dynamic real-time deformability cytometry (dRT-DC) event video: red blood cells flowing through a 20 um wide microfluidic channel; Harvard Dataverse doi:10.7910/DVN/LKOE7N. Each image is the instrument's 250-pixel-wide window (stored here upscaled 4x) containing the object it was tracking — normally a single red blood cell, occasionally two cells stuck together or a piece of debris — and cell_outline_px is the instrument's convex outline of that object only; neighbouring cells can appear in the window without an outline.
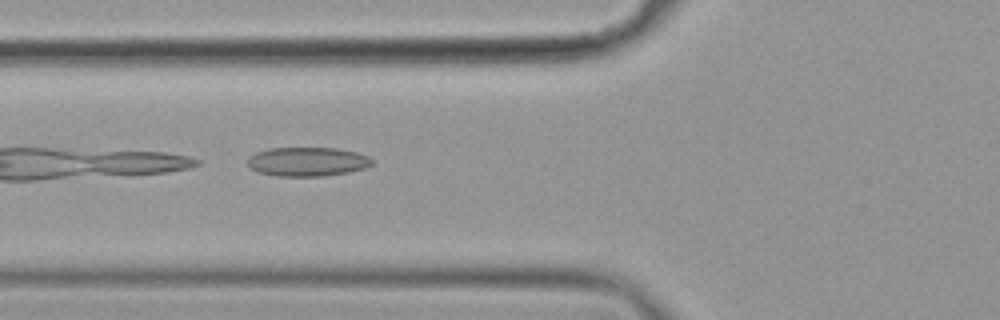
{"species": "common noctule bat (a hibernating species)", "species_latin": "Nyctalus noctula", "temperature_condition": "cold", "stored_images_in_passage": 33, "camera_frame_rate_fps": 3000, "um_per_image_px": 0.085, "animal": {"sex": "female", "body_mass_g": 19.9}, "frame": {"image": 1, "passage_image": 3, "time_ms": 0.667, "image_size_px": [1000, 320], "cell_outline_px": [[372, 164], [364, 168], [348, 172], [324, 176], [276, 176], [256, 172], [248, 164], [248, 156], [256, 152], [268, 148], [336, 148], [356, 152], [368, 156], [372, 160]], "centroid_in_image_um": [26.1, 13.74], "position_along_channel_um": 99.7, "area_um2": 21.1}}
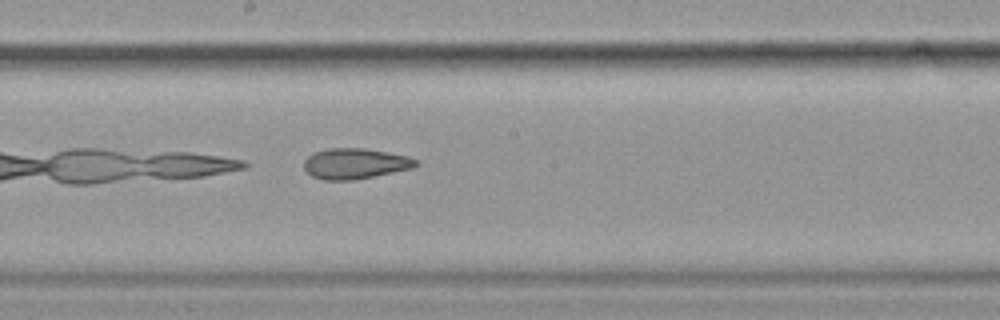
{"frame": {"image": 2, "passage_image": 13, "time_ms": 4.0, "image_size_px": [1000, 320], "cell_outline_px": [[420, 164], [412, 168], [352, 180], [324, 180], [312, 176], [304, 168], [304, 160], [312, 152], [328, 148], [364, 148], [388, 152], [408, 156], [416, 160]], "centroid_in_image_um": [30.16, 13.89], "position_along_channel_um": 218.0, "area_um2": 19.88}}
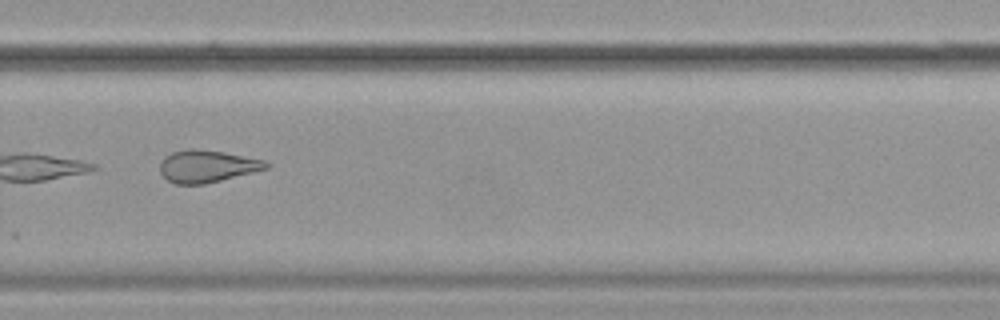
{"frame": {"image": 3, "passage_image": 21, "time_ms": 6.667, "image_size_px": [1000, 320], "cell_outline_px": [[268, 168], [204, 184], [176, 184], [168, 180], [160, 172], [160, 160], [164, 156], [172, 152], [192, 148], [224, 152], [264, 160], [268, 164]], "centroid_in_image_um": [17.55, 14.12], "position_along_channel_um": 312.3, "area_um2": 19.71}}